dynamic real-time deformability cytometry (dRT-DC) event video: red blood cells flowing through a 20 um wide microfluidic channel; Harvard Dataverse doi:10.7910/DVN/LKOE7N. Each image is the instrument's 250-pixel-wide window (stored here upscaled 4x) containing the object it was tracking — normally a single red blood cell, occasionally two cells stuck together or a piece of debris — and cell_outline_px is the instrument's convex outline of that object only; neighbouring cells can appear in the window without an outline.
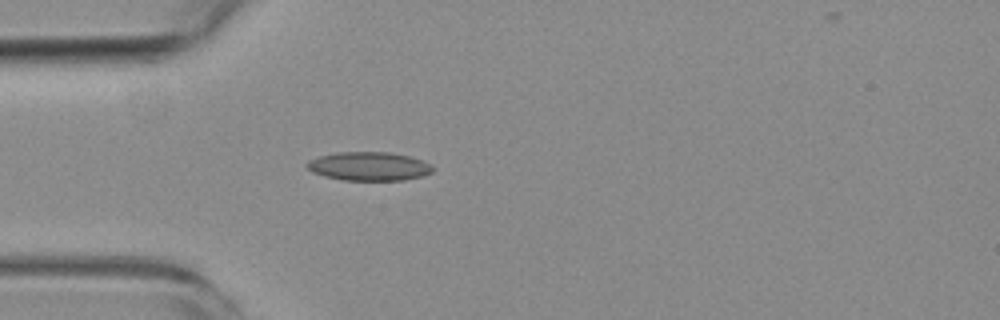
{"species": "common noctule bat (a hibernating species)", "species_latin": "Nyctalus noctula", "temperature_condition": "room temperature", "stored_images_in_passage": 4, "camera_frame_rate_fps": 3000, "um_per_image_px": 0.085, "animal": {"sex": "female", "body_mass_g": 19.3, "forearm_length_mm": 54.1}, "frame": {"image": 1, "passage_image": 4, "time_ms": 3.667, "image_size_px": [1000, 320], "cell_outline_px": [[432, 172], [424, 176], [404, 180], [344, 180], [324, 176], [312, 172], [304, 164], [308, 160], [320, 156], [336, 152], [388, 152], [408, 156], [424, 160], [432, 168]], "centroid_in_image_um": [31.34, 14.13], "position_along_channel_um": 53.7, "area_um2": 21.04}}